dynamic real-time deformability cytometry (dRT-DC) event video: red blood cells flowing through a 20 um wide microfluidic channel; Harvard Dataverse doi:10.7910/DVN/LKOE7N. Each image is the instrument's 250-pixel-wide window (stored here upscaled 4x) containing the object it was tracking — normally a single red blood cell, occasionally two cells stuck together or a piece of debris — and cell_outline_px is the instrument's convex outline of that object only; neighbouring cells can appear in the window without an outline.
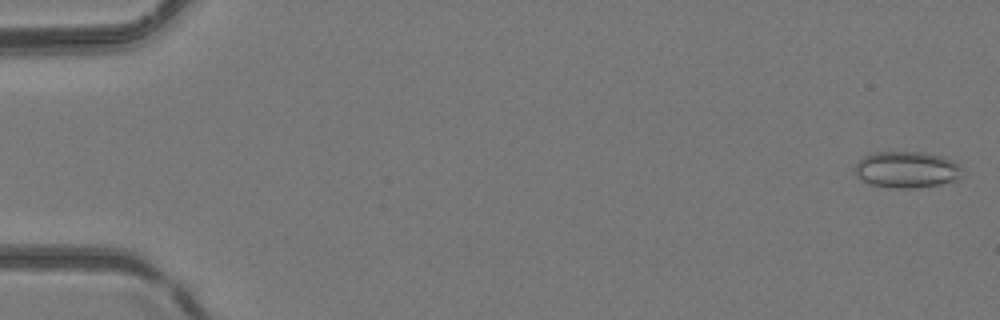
{"species": "common noctule bat (a hibernating species)", "species_latin": "Nyctalus noctula", "temperature_condition": "room temperature", "stored_images_in_passage": 5, "camera_frame_rate_fps": 3000, "um_per_image_px": 0.085, "animal": {"sex": "female", "body_mass_g": 24.6, "forearm_length_mm": 56.2}, "frame": {"image": 1, "passage_image": 1, "time_ms": 0.0, "image_size_px": [1000, 320], "cell_outline_px": [[964, 176], [956, 180], [940, 184], [916, 188], [896, 188], [868, 184], [860, 180], [856, 176], [852, 168], [864, 156], [876, 152], [924, 152], [940, 156], [952, 160], [960, 164], [964, 168]], "centroid_in_image_um": [77.09, 14.43], "position_along_channel_um": 7.9, "area_um2": 23.24}}